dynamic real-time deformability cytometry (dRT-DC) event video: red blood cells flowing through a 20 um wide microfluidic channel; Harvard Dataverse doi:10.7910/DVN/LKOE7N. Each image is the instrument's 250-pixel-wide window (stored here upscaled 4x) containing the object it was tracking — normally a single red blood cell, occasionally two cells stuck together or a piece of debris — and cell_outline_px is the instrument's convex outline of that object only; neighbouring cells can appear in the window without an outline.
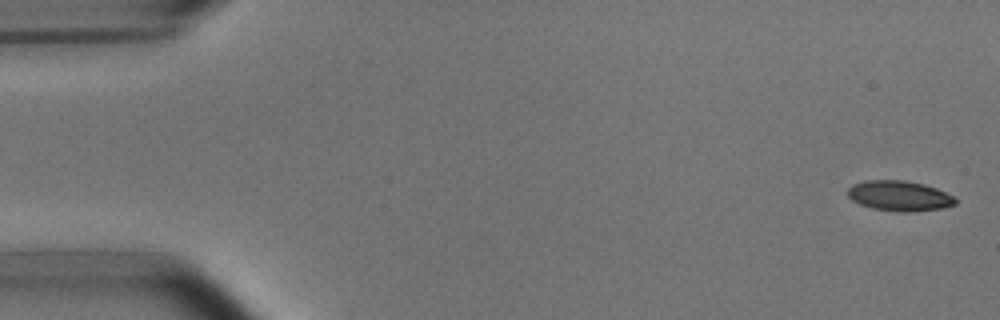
{"species": "common noctule bat (a hibernating species)", "species_latin": "Nyctalus noctula", "temperature_condition": "room temperature", "stored_images_in_passage": 3, "camera_frame_rate_fps": 3000, "um_per_image_px": 0.085, "animal": {"sex": "male", "body_mass_g": 15.6}, "frame": {"image": 1, "passage_image": 1, "time_ms": 0.0, "image_size_px": [1000, 320], "cell_outline_px": [[960, 200], [956, 204], [940, 208], [912, 212], [900, 212], [872, 208], [860, 204], [852, 200], [848, 196], [848, 188], [852, 184], [864, 180], [904, 180], [924, 184], [936, 188], [956, 196]], "centroid_in_image_um": [76.48, 16.64], "position_along_channel_um": 8.5, "area_um2": 19.19}}